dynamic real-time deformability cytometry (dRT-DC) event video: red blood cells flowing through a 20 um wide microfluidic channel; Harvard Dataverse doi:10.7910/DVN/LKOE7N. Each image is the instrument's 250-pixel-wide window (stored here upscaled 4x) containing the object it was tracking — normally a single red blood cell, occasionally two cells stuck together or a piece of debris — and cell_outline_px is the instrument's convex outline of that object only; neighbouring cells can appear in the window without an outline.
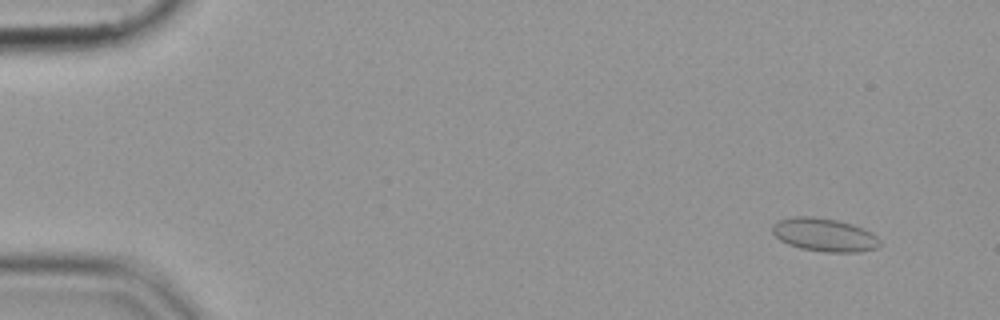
{"species": "common noctule bat (a hibernating species)", "species_latin": "Nyctalus noctula", "temperature_condition": "cold", "stored_images_in_passage": 55, "camera_frame_rate_fps": 3000, "um_per_image_px": 0.085, "animal": {"sex": "female", "body_mass_g": 19.9}, "frame": {"image": 1, "passage_image": 5, "time_ms": 1.333, "image_size_px": [1000, 320], "cell_outline_px": [[880, 244], [876, 248], [860, 252], [824, 252], [800, 248], [788, 244], [780, 240], [772, 232], [772, 224], [776, 220], [796, 216], [812, 216], [836, 220], [852, 224], [872, 232], [880, 240]], "centroid_in_image_um": [70.05, 19.96], "position_along_channel_um": 15.0, "area_um2": 20.92}}
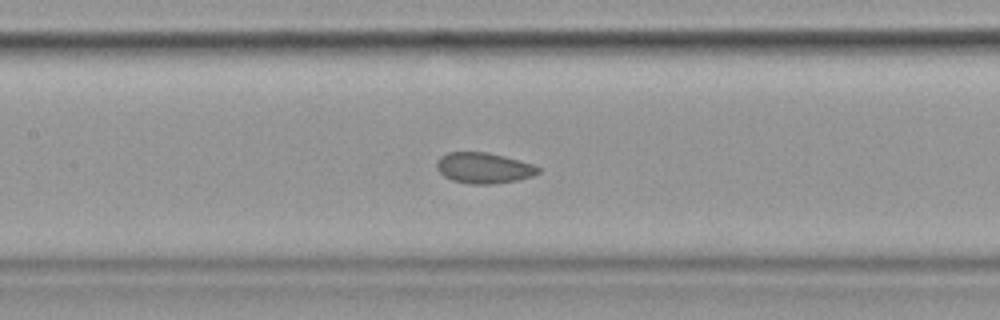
{"frame": {"image": 2, "passage_image": 27, "time_ms": 8.667, "image_size_px": [1000, 320], "cell_outline_px": [[540, 172], [532, 176], [516, 180], [492, 184], [468, 184], [452, 180], [444, 176], [436, 168], [436, 160], [440, 156], [448, 152], [488, 152], [504, 156], [532, 164], [540, 168]], "centroid_in_image_um": [41.08, 14.27], "position_along_channel_um": 166.3, "area_um2": 18.21}}
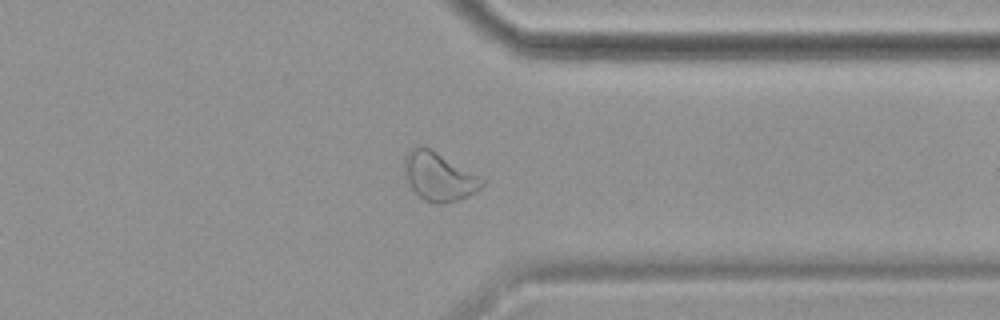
{"frame": {"image": 3, "passage_image": 44, "time_ms": 14.333, "image_size_px": [1000, 320], "cell_outline_px": [[484, 184], [476, 192], [468, 196], [444, 204], [436, 204], [424, 200], [412, 188], [408, 180], [404, 168], [404, 156], [412, 148], [428, 148], [436, 152], [484, 180]], "centroid_in_image_um": [37.29, 15.05], "position_along_channel_um": 374.1, "area_um2": 21.1}}